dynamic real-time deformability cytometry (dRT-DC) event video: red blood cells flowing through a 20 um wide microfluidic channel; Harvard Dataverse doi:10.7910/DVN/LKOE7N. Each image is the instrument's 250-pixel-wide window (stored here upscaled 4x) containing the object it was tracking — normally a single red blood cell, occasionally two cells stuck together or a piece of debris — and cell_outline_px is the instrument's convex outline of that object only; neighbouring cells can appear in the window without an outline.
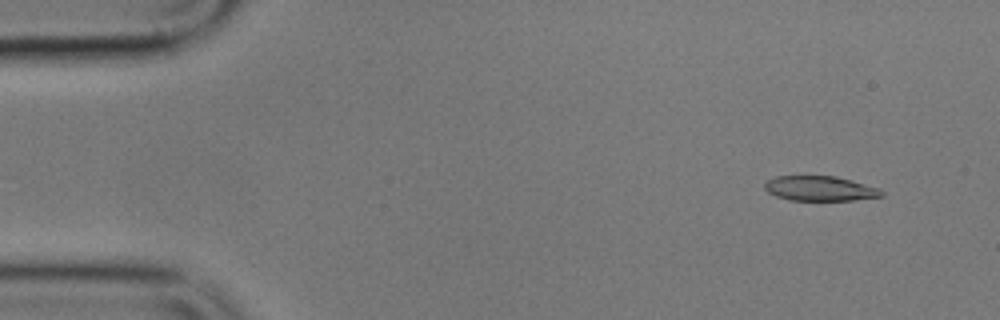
{"species": "common noctule bat (a hibernating species)", "species_latin": "Nyctalus noctula", "temperature_condition": "cold", "stored_images_in_passage": 43, "camera_frame_rate_fps": 3000, "um_per_image_px": 0.085, "animal": {"sex": "male", "body_mass_g": 17.9}, "frame": {"image": 1, "passage_image": 5, "time_ms": 1.333, "image_size_px": [1000, 320], "cell_outline_px": [[884, 196], [852, 200], [788, 200], [776, 196], [768, 192], [764, 188], [764, 184], [768, 180], [776, 176], [836, 176], [852, 180], [880, 188], [884, 192]], "centroid_in_image_um": [69.72, 16.02], "position_along_channel_um": 15.3, "area_um2": 16.99}}
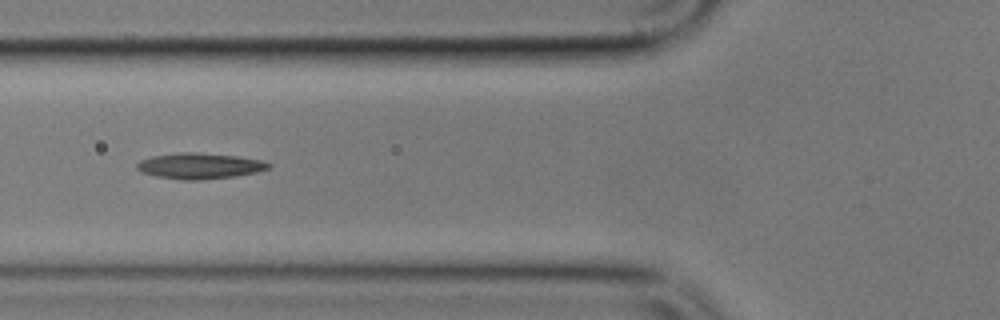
{"frame": {"image": 2, "passage_image": 21, "time_ms": 6.667, "image_size_px": [1000, 320], "cell_outline_px": [[272, 164], [268, 168], [256, 172], [236, 176], [200, 180], [184, 180], [156, 176], [140, 172], [136, 168], [136, 164], [140, 160], [152, 156], [184, 152], [192, 152], [236, 156], [260, 160]], "centroid_in_image_um": [16.93, 14.11], "position_along_channel_um": 108.9, "area_um2": 19.65}}
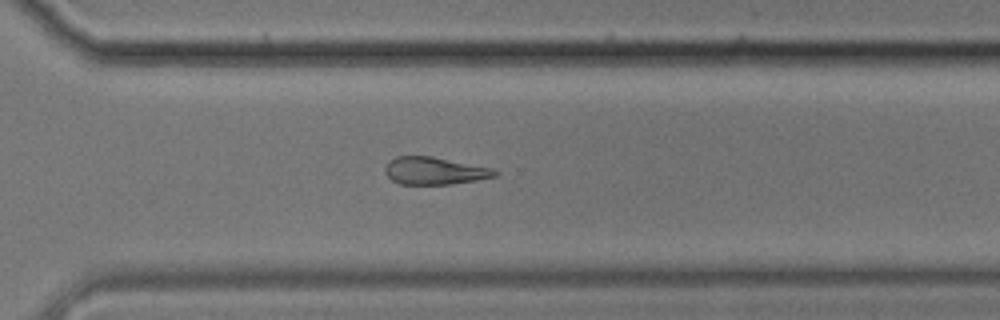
{"frame": {"image": 3, "passage_image": 40, "time_ms": 13.0, "image_size_px": [1000, 320], "cell_outline_px": [[500, 172], [496, 176], [476, 180], [452, 184], [400, 184], [392, 180], [384, 172], [384, 168], [388, 160], [396, 156], [432, 156], [492, 168]], "centroid_in_image_um": [36.91, 14.51], "position_along_channel_um": 333.7, "area_um2": 17.63}}